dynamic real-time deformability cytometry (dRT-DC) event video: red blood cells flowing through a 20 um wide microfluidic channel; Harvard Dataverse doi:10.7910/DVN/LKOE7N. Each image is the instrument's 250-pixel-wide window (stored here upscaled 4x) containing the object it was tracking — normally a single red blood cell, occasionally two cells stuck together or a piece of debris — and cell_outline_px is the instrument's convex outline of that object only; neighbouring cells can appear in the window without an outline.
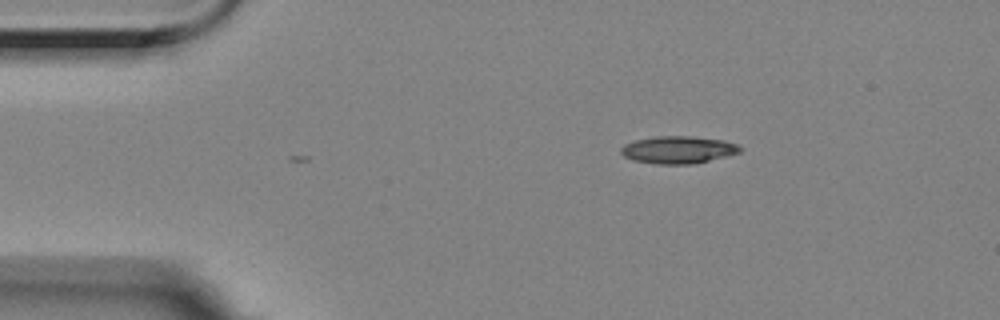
{"species": "Egyptian fruit bat (a non-hibernating species)", "species_latin": "Rousettus aegyptiacus", "temperature_condition": "room temperature", "stored_images_in_passage": 42, "camera_frame_rate_fps": 3000, "um_per_image_px": 0.085, "animal": {"sex": "female"}, "frame": {"image": 1, "passage_image": 1, "time_ms": 0.0, "image_size_px": [1000, 320], "cell_outline_px": [[740, 152], [692, 164], [656, 164], [632, 160], [624, 156], [620, 152], [620, 148], [624, 144], [636, 140], [656, 136], [688, 136], [724, 140], [736, 144], [740, 148]], "centroid_in_image_um": [57.58, 12.73], "position_along_channel_um": 27.4, "area_um2": 18.79}}
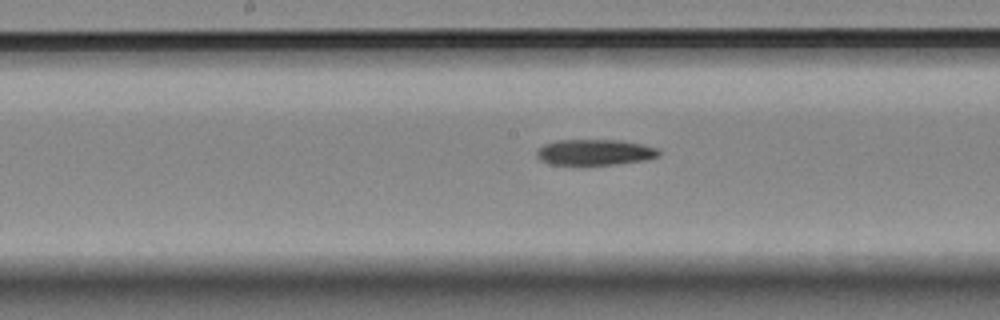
{"frame": {"image": 2, "passage_image": 20, "time_ms": 6.333, "image_size_px": [1000, 320], "cell_outline_px": [[660, 156], [644, 160], [612, 164], [552, 164], [540, 160], [536, 156], [536, 152], [544, 144], [556, 140], [620, 140], [660, 148]], "centroid_in_image_um": [50.57, 12.93], "position_along_channel_um": 197.6, "area_um2": 18.21}}
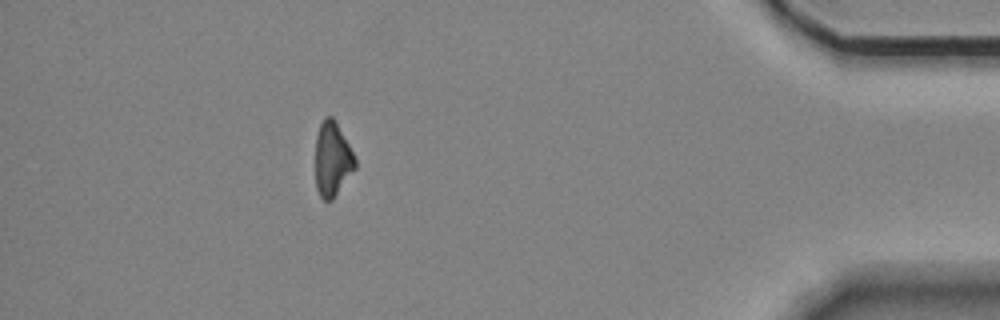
{"frame": {"image": 3, "passage_image": 42, "time_ms": 13.667, "image_size_px": [1000, 320], "cell_outline_px": [[356, 168], [332, 200], [324, 200], [320, 196], [316, 188], [316, 136], [320, 124], [324, 116], [332, 116], [336, 120], [356, 160]], "centroid_in_image_um": [28.25, 13.52], "position_along_channel_um": 407.0, "area_um2": 17.17}}